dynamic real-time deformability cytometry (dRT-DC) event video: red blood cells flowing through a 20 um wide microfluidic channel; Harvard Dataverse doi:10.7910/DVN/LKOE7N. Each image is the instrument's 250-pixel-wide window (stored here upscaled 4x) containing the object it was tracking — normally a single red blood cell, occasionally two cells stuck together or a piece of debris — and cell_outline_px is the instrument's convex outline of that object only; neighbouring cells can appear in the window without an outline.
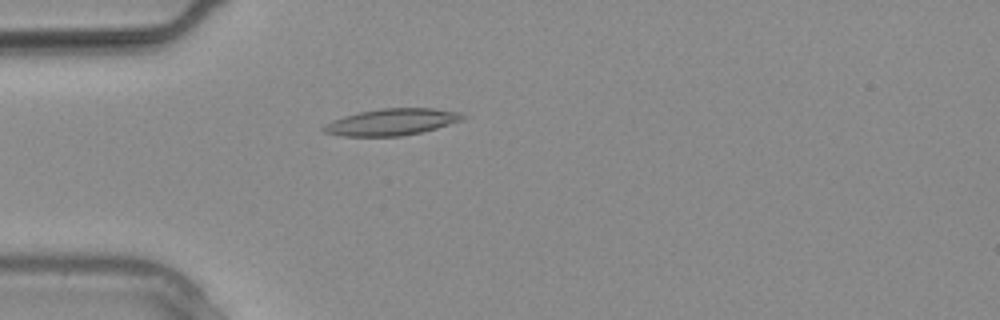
{"species": "common noctule bat (a hibernating species)", "species_latin": "Nyctalus noctula", "temperature_condition": "warm", "stored_images_in_passage": 4, "camera_frame_rate_fps": 3000, "um_per_image_px": 0.085, "animal": {"sex": "male", "body_mass_g": 20.4}, "frame": {"image": 1, "passage_image": 1, "time_ms": 0.0, "image_size_px": [1000, 320], "cell_outline_px": [[468, 116], [464, 120], [436, 128], [420, 132], [400, 136], [344, 136], [324, 132], [320, 128], [324, 124], [332, 120], [344, 116], [360, 112], [380, 108], [432, 108], [460, 112]], "centroid_in_image_um": [33.31, 10.36], "position_along_channel_um": 51.7, "area_um2": 21.62}}